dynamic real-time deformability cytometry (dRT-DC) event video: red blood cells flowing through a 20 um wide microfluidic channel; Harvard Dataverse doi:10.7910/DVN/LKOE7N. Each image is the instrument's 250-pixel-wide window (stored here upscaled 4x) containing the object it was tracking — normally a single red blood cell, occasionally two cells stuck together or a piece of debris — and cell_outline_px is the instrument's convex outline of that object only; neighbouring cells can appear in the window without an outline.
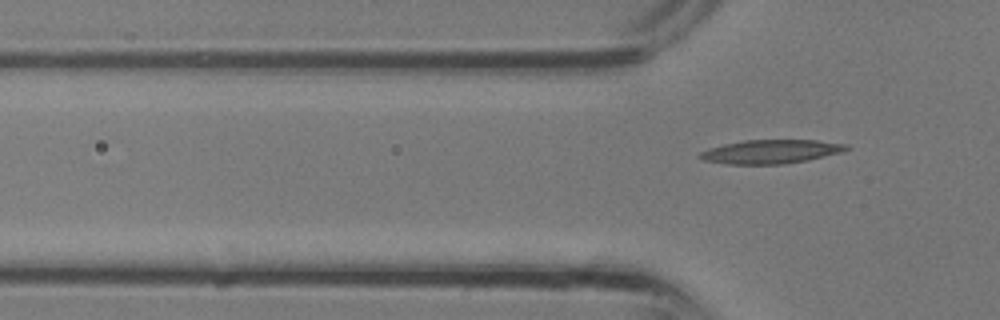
{"species": "common noctule bat (a hibernating species)", "species_latin": "Nyctalus noctula", "temperature_condition": "room temperature", "stored_images_in_passage": 3, "camera_frame_rate_fps": 3000, "um_per_image_px": 0.085, "animal": {"sex": "male", "body_mass_g": 13.3}, "frame": {"image": 1, "passage_image": 3, "time_ms": 0.667, "image_size_px": [1000, 320], "cell_outline_px": [[852, 148], [844, 152], [808, 160], [784, 164], [728, 164], [704, 160], [696, 156], [700, 152], [708, 148], [724, 144], [744, 140], [816, 140], [848, 144]], "centroid_in_image_um": [65.57, 12.88], "position_along_channel_um": 60.2, "area_um2": 20.52}}